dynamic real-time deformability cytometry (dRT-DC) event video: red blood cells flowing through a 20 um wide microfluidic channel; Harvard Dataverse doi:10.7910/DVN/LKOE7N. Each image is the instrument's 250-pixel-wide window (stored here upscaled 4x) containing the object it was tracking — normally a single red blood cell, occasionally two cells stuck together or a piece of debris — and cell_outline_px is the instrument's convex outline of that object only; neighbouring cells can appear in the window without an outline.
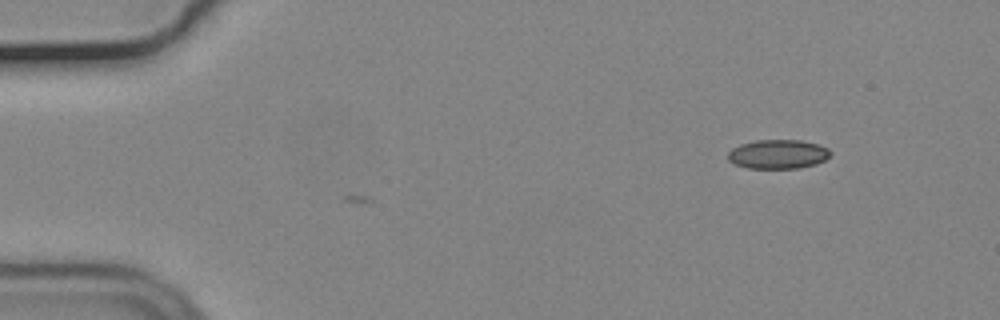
{"species": "common noctule bat (a hibernating species)", "species_latin": "Nyctalus noctula", "temperature_condition": "cold", "stored_images_in_passage": 2, "camera_frame_rate_fps": 3000, "um_per_image_px": 0.085, "animal": {"sex": "male", "body_mass_g": 19.2, "forearm_length_mm": 51.8}, "frame": {"image": 1, "passage_image": 1, "time_ms": 0.0, "image_size_px": [1000, 320], "cell_outline_px": [[832, 152], [824, 160], [816, 164], [800, 168], [748, 168], [736, 164], [728, 160], [728, 152], [732, 148], [740, 144], [756, 140], [800, 140], [820, 144], [828, 148]], "centroid_in_image_um": [66.14, 13.1], "position_along_channel_um": 18.9, "area_um2": 17.46}}